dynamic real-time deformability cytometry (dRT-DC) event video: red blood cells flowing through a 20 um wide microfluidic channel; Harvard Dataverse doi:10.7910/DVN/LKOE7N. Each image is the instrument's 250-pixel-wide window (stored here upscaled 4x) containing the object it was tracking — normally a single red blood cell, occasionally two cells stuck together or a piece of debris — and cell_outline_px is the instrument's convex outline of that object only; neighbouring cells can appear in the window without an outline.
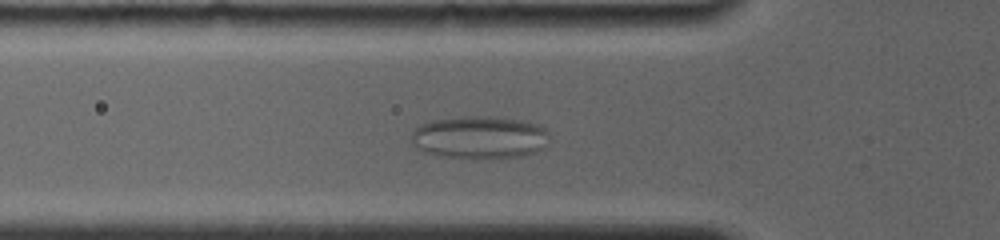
{"species": "common noctule bat (a hibernating species)", "species_latin": "Nyctalus noctula", "temperature_condition": "room temperature", "stored_images_in_passage": 73, "camera_frame_rate_fps": 4000, "um_per_image_px": 0.085, "animal": {"sex": "female", "body_mass_g": 19.0, "forearm_length_mm": 56.7}, "frame": {"image": 1, "passage_image": 23, "time_ms": 4.25, "image_size_px": [1000, 240], "cell_outline_px": [[548, 144], [544, 148], [536, 152], [520, 156], [448, 156], [428, 152], [416, 148], [412, 140], [412, 132], [416, 128], [432, 120], [460, 116], [496, 116], [520, 120], [540, 124], [548, 132]], "centroid_in_image_um": [40.83, 11.62], "position_along_channel_um": 85.0, "area_um2": 33.64}}
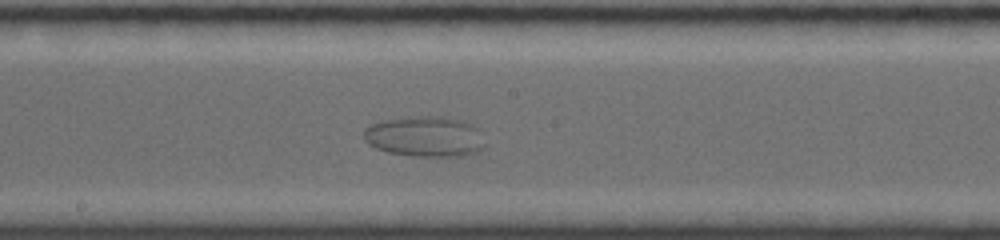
{"frame": {"image": 2, "passage_image": 41, "time_ms": 8.0, "image_size_px": [1000, 240], "cell_outline_px": [[484, 144], [476, 152], [464, 156], [412, 156], [388, 152], [376, 148], [368, 144], [364, 140], [364, 128], [368, 124], [384, 120], [416, 116], [440, 116], [464, 120], [472, 124], [476, 128]], "centroid_in_image_um": [36.07, 11.6], "position_along_channel_um": 212.1, "area_um2": 28.61}}
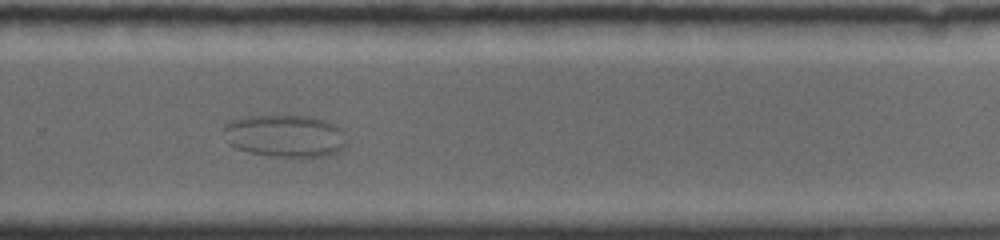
{"frame": {"image": 3, "passage_image": 52, "time_ms": 10.75, "image_size_px": [1000, 240], "cell_outline_px": [[344, 144], [336, 152], [324, 156], [276, 156], [248, 152], [236, 148], [228, 144], [220, 132], [224, 124], [228, 120], [248, 116], [308, 116], [328, 120], [336, 124], [344, 132]], "centroid_in_image_um": [24.14, 11.52], "position_along_channel_um": 305.7, "area_um2": 30.52}}